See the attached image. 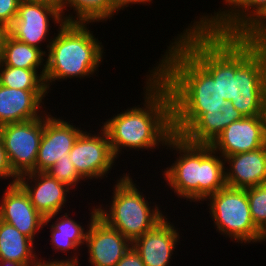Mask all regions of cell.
<instances>
[{
    "label": "cell",
    "instance_id": "8",
    "mask_svg": "<svg viewBox=\"0 0 266 266\" xmlns=\"http://www.w3.org/2000/svg\"><path fill=\"white\" fill-rule=\"evenodd\" d=\"M205 201L216 232L220 235L242 246L261 242V231L252 220L246 189L225 186L201 204Z\"/></svg>",
    "mask_w": 266,
    "mask_h": 266
},
{
    "label": "cell",
    "instance_id": "32",
    "mask_svg": "<svg viewBox=\"0 0 266 266\" xmlns=\"http://www.w3.org/2000/svg\"><path fill=\"white\" fill-rule=\"evenodd\" d=\"M115 266H145L140 255L131 247Z\"/></svg>",
    "mask_w": 266,
    "mask_h": 266
},
{
    "label": "cell",
    "instance_id": "1",
    "mask_svg": "<svg viewBox=\"0 0 266 266\" xmlns=\"http://www.w3.org/2000/svg\"><path fill=\"white\" fill-rule=\"evenodd\" d=\"M153 74L168 88L172 100L173 134L181 136L204 112L227 102L213 77L173 38Z\"/></svg>",
    "mask_w": 266,
    "mask_h": 266
},
{
    "label": "cell",
    "instance_id": "38",
    "mask_svg": "<svg viewBox=\"0 0 266 266\" xmlns=\"http://www.w3.org/2000/svg\"><path fill=\"white\" fill-rule=\"evenodd\" d=\"M266 241V227L261 231V243L262 244L263 242L265 243Z\"/></svg>",
    "mask_w": 266,
    "mask_h": 266
},
{
    "label": "cell",
    "instance_id": "14",
    "mask_svg": "<svg viewBox=\"0 0 266 266\" xmlns=\"http://www.w3.org/2000/svg\"><path fill=\"white\" fill-rule=\"evenodd\" d=\"M84 246L88 250V265L115 266L132 243L97 215L88 226Z\"/></svg>",
    "mask_w": 266,
    "mask_h": 266
},
{
    "label": "cell",
    "instance_id": "17",
    "mask_svg": "<svg viewBox=\"0 0 266 266\" xmlns=\"http://www.w3.org/2000/svg\"><path fill=\"white\" fill-rule=\"evenodd\" d=\"M5 189L0 200V220L11 224L34 241L40 230H44L45 218L35 209L28 194L18 183Z\"/></svg>",
    "mask_w": 266,
    "mask_h": 266
},
{
    "label": "cell",
    "instance_id": "23",
    "mask_svg": "<svg viewBox=\"0 0 266 266\" xmlns=\"http://www.w3.org/2000/svg\"><path fill=\"white\" fill-rule=\"evenodd\" d=\"M34 243L35 241L22 234L17 228L0 220V260L37 266L40 259Z\"/></svg>",
    "mask_w": 266,
    "mask_h": 266
},
{
    "label": "cell",
    "instance_id": "29",
    "mask_svg": "<svg viewBox=\"0 0 266 266\" xmlns=\"http://www.w3.org/2000/svg\"><path fill=\"white\" fill-rule=\"evenodd\" d=\"M242 36L252 43L266 46V12Z\"/></svg>",
    "mask_w": 266,
    "mask_h": 266
},
{
    "label": "cell",
    "instance_id": "30",
    "mask_svg": "<svg viewBox=\"0 0 266 266\" xmlns=\"http://www.w3.org/2000/svg\"><path fill=\"white\" fill-rule=\"evenodd\" d=\"M21 0H0V26L9 28L17 17Z\"/></svg>",
    "mask_w": 266,
    "mask_h": 266
},
{
    "label": "cell",
    "instance_id": "31",
    "mask_svg": "<svg viewBox=\"0 0 266 266\" xmlns=\"http://www.w3.org/2000/svg\"><path fill=\"white\" fill-rule=\"evenodd\" d=\"M0 179L1 180L10 179L11 180L10 183H7L8 186L16 184L18 180V176L12 171L1 138H0Z\"/></svg>",
    "mask_w": 266,
    "mask_h": 266
},
{
    "label": "cell",
    "instance_id": "27",
    "mask_svg": "<svg viewBox=\"0 0 266 266\" xmlns=\"http://www.w3.org/2000/svg\"><path fill=\"white\" fill-rule=\"evenodd\" d=\"M246 191L252 220L262 231L266 227V183L247 188Z\"/></svg>",
    "mask_w": 266,
    "mask_h": 266
},
{
    "label": "cell",
    "instance_id": "33",
    "mask_svg": "<svg viewBox=\"0 0 266 266\" xmlns=\"http://www.w3.org/2000/svg\"><path fill=\"white\" fill-rule=\"evenodd\" d=\"M112 2V6L113 8L119 13L121 10L123 11L124 8L127 9V7H129V5L131 6L132 4L133 5H145L147 6V3L148 5H150V3H153L152 0H111Z\"/></svg>",
    "mask_w": 266,
    "mask_h": 266
},
{
    "label": "cell",
    "instance_id": "26",
    "mask_svg": "<svg viewBox=\"0 0 266 266\" xmlns=\"http://www.w3.org/2000/svg\"><path fill=\"white\" fill-rule=\"evenodd\" d=\"M45 71L10 67L0 62V84L21 90H47L44 81Z\"/></svg>",
    "mask_w": 266,
    "mask_h": 266
},
{
    "label": "cell",
    "instance_id": "34",
    "mask_svg": "<svg viewBox=\"0 0 266 266\" xmlns=\"http://www.w3.org/2000/svg\"><path fill=\"white\" fill-rule=\"evenodd\" d=\"M259 116L262 122L263 137L266 143V97L263 103V107L261 109V114Z\"/></svg>",
    "mask_w": 266,
    "mask_h": 266
},
{
    "label": "cell",
    "instance_id": "4",
    "mask_svg": "<svg viewBox=\"0 0 266 266\" xmlns=\"http://www.w3.org/2000/svg\"><path fill=\"white\" fill-rule=\"evenodd\" d=\"M89 24L65 22L54 33L46 54L44 81L48 92L56 81L96 76L105 52L101 40L89 29Z\"/></svg>",
    "mask_w": 266,
    "mask_h": 266
},
{
    "label": "cell",
    "instance_id": "12",
    "mask_svg": "<svg viewBox=\"0 0 266 266\" xmlns=\"http://www.w3.org/2000/svg\"><path fill=\"white\" fill-rule=\"evenodd\" d=\"M221 9L195 16L209 30L221 35H243L265 12L266 0H223ZM199 17V18H198Z\"/></svg>",
    "mask_w": 266,
    "mask_h": 266
},
{
    "label": "cell",
    "instance_id": "19",
    "mask_svg": "<svg viewBox=\"0 0 266 266\" xmlns=\"http://www.w3.org/2000/svg\"><path fill=\"white\" fill-rule=\"evenodd\" d=\"M210 145L223 158L266 145L260 116H244L234 121Z\"/></svg>",
    "mask_w": 266,
    "mask_h": 266
},
{
    "label": "cell",
    "instance_id": "36",
    "mask_svg": "<svg viewBox=\"0 0 266 266\" xmlns=\"http://www.w3.org/2000/svg\"><path fill=\"white\" fill-rule=\"evenodd\" d=\"M24 1L44 2L53 6H57L60 9V0H24Z\"/></svg>",
    "mask_w": 266,
    "mask_h": 266
},
{
    "label": "cell",
    "instance_id": "13",
    "mask_svg": "<svg viewBox=\"0 0 266 266\" xmlns=\"http://www.w3.org/2000/svg\"><path fill=\"white\" fill-rule=\"evenodd\" d=\"M60 118L51 115L48 111L44 114V128L36 159V172H46L58 160L67 157L78 136L85 129L76 127L63 117Z\"/></svg>",
    "mask_w": 266,
    "mask_h": 266
},
{
    "label": "cell",
    "instance_id": "20",
    "mask_svg": "<svg viewBox=\"0 0 266 266\" xmlns=\"http://www.w3.org/2000/svg\"><path fill=\"white\" fill-rule=\"evenodd\" d=\"M48 93V90H21L0 84V126L42 117L47 112L43 104Z\"/></svg>",
    "mask_w": 266,
    "mask_h": 266
},
{
    "label": "cell",
    "instance_id": "6",
    "mask_svg": "<svg viewBox=\"0 0 266 266\" xmlns=\"http://www.w3.org/2000/svg\"><path fill=\"white\" fill-rule=\"evenodd\" d=\"M119 177L113 185L112 200L106 206L98 203V216L133 243L166 216L158 204L153 202L151 206V200L148 202L143 191L140 192L130 173Z\"/></svg>",
    "mask_w": 266,
    "mask_h": 266
},
{
    "label": "cell",
    "instance_id": "15",
    "mask_svg": "<svg viewBox=\"0 0 266 266\" xmlns=\"http://www.w3.org/2000/svg\"><path fill=\"white\" fill-rule=\"evenodd\" d=\"M89 214L90 220L88 219V223L86 228L82 226L80 222L76 221L72 217L70 218L69 212L64 213L60 216V212L56 213L54 215L47 216L44 221L43 227H46L47 225L50 226V235H51V249L56 253L60 251L61 253L65 255L66 253H71L69 255L70 257L66 259H51L48 258V260L43 259V257H39L40 261L42 262H71V263H80L79 256H81V253L78 252L81 250L83 245H85L86 240V234L88 231V226L90 225L91 221L98 215V207L93 206L91 207ZM59 215V216H58ZM58 216V217H57ZM54 220V222H52ZM52 224L50 225L49 223ZM86 229V230H85ZM71 251V252H70ZM74 253H73V252ZM73 253V255H72ZM78 253V254H77ZM79 255V256H78Z\"/></svg>",
    "mask_w": 266,
    "mask_h": 266
},
{
    "label": "cell",
    "instance_id": "3",
    "mask_svg": "<svg viewBox=\"0 0 266 266\" xmlns=\"http://www.w3.org/2000/svg\"><path fill=\"white\" fill-rule=\"evenodd\" d=\"M165 148L174 150L173 156L177 154L175 161L162 169L165 186L176 197L198 204L226 186L224 158L211 145L193 144L173 134Z\"/></svg>",
    "mask_w": 266,
    "mask_h": 266
},
{
    "label": "cell",
    "instance_id": "35",
    "mask_svg": "<svg viewBox=\"0 0 266 266\" xmlns=\"http://www.w3.org/2000/svg\"><path fill=\"white\" fill-rule=\"evenodd\" d=\"M8 34V28L0 26V62L2 60L3 42Z\"/></svg>",
    "mask_w": 266,
    "mask_h": 266
},
{
    "label": "cell",
    "instance_id": "21",
    "mask_svg": "<svg viewBox=\"0 0 266 266\" xmlns=\"http://www.w3.org/2000/svg\"><path fill=\"white\" fill-rule=\"evenodd\" d=\"M224 161L226 186L247 189L266 183V145L227 156Z\"/></svg>",
    "mask_w": 266,
    "mask_h": 266
},
{
    "label": "cell",
    "instance_id": "18",
    "mask_svg": "<svg viewBox=\"0 0 266 266\" xmlns=\"http://www.w3.org/2000/svg\"><path fill=\"white\" fill-rule=\"evenodd\" d=\"M166 217L132 243L145 266H170L180 243V228ZM179 230V231H178ZM171 259V260H170Z\"/></svg>",
    "mask_w": 266,
    "mask_h": 266
},
{
    "label": "cell",
    "instance_id": "37",
    "mask_svg": "<svg viewBox=\"0 0 266 266\" xmlns=\"http://www.w3.org/2000/svg\"><path fill=\"white\" fill-rule=\"evenodd\" d=\"M0 266H26V265L7 260H0Z\"/></svg>",
    "mask_w": 266,
    "mask_h": 266
},
{
    "label": "cell",
    "instance_id": "16",
    "mask_svg": "<svg viewBox=\"0 0 266 266\" xmlns=\"http://www.w3.org/2000/svg\"><path fill=\"white\" fill-rule=\"evenodd\" d=\"M17 183L28 194L35 209L44 217L63 213L70 189L46 172H29L18 177ZM69 194V196H67Z\"/></svg>",
    "mask_w": 266,
    "mask_h": 266
},
{
    "label": "cell",
    "instance_id": "25",
    "mask_svg": "<svg viewBox=\"0 0 266 266\" xmlns=\"http://www.w3.org/2000/svg\"><path fill=\"white\" fill-rule=\"evenodd\" d=\"M46 54L39 48L20 42L9 33L3 42L1 63L24 69L46 70ZM42 66V67H41Z\"/></svg>",
    "mask_w": 266,
    "mask_h": 266
},
{
    "label": "cell",
    "instance_id": "9",
    "mask_svg": "<svg viewBox=\"0 0 266 266\" xmlns=\"http://www.w3.org/2000/svg\"><path fill=\"white\" fill-rule=\"evenodd\" d=\"M50 21L58 27L66 22L57 6L21 0L17 17L8 28V33L16 40L37 47L46 54L53 40L49 32L52 28ZM45 42L43 49L42 43Z\"/></svg>",
    "mask_w": 266,
    "mask_h": 266
},
{
    "label": "cell",
    "instance_id": "5",
    "mask_svg": "<svg viewBox=\"0 0 266 266\" xmlns=\"http://www.w3.org/2000/svg\"><path fill=\"white\" fill-rule=\"evenodd\" d=\"M174 39L219 82L220 95L233 101L236 72V35H221L194 19Z\"/></svg>",
    "mask_w": 266,
    "mask_h": 266
},
{
    "label": "cell",
    "instance_id": "10",
    "mask_svg": "<svg viewBox=\"0 0 266 266\" xmlns=\"http://www.w3.org/2000/svg\"><path fill=\"white\" fill-rule=\"evenodd\" d=\"M43 128L44 115L33 120L0 126V138L12 171L18 177L36 172V159Z\"/></svg>",
    "mask_w": 266,
    "mask_h": 266
},
{
    "label": "cell",
    "instance_id": "24",
    "mask_svg": "<svg viewBox=\"0 0 266 266\" xmlns=\"http://www.w3.org/2000/svg\"><path fill=\"white\" fill-rule=\"evenodd\" d=\"M69 10H73L72 13ZM60 11L66 22L92 24L104 23L108 19L112 20L115 14L118 15V12L112 6L111 0H60Z\"/></svg>",
    "mask_w": 266,
    "mask_h": 266
},
{
    "label": "cell",
    "instance_id": "28",
    "mask_svg": "<svg viewBox=\"0 0 266 266\" xmlns=\"http://www.w3.org/2000/svg\"><path fill=\"white\" fill-rule=\"evenodd\" d=\"M46 173L57 179L59 182L65 183L71 190L81 185V182H86L77 172L73 163L70 161L69 155L62 160H58Z\"/></svg>",
    "mask_w": 266,
    "mask_h": 266
},
{
    "label": "cell",
    "instance_id": "22",
    "mask_svg": "<svg viewBox=\"0 0 266 266\" xmlns=\"http://www.w3.org/2000/svg\"><path fill=\"white\" fill-rule=\"evenodd\" d=\"M244 116L228 101L220 111L204 112L181 136L193 144L210 145L223 130Z\"/></svg>",
    "mask_w": 266,
    "mask_h": 266
},
{
    "label": "cell",
    "instance_id": "11",
    "mask_svg": "<svg viewBox=\"0 0 266 266\" xmlns=\"http://www.w3.org/2000/svg\"><path fill=\"white\" fill-rule=\"evenodd\" d=\"M98 132L84 130L69 152L70 161L84 180L108 177L117 161L111 150L106 131L99 125ZM91 132V133H90ZM94 132V133H93ZM101 132V133H100ZM113 167V168H112Z\"/></svg>",
    "mask_w": 266,
    "mask_h": 266
},
{
    "label": "cell",
    "instance_id": "2",
    "mask_svg": "<svg viewBox=\"0 0 266 266\" xmlns=\"http://www.w3.org/2000/svg\"><path fill=\"white\" fill-rule=\"evenodd\" d=\"M145 76L142 106L128 107L101 122L117 160L122 149L152 151L161 149L159 146L163 149L173 135L170 92L151 70Z\"/></svg>",
    "mask_w": 266,
    "mask_h": 266
},
{
    "label": "cell",
    "instance_id": "7",
    "mask_svg": "<svg viewBox=\"0 0 266 266\" xmlns=\"http://www.w3.org/2000/svg\"><path fill=\"white\" fill-rule=\"evenodd\" d=\"M266 97V46L236 35L232 105L243 116H257Z\"/></svg>",
    "mask_w": 266,
    "mask_h": 266
}]
</instances>
